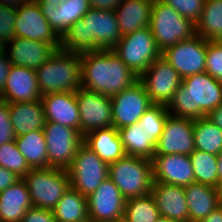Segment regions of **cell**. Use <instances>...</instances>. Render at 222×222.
<instances>
[{
    "mask_svg": "<svg viewBox=\"0 0 222 222\" xmlns=\"http://www.w3.org/2000/svg\"><path fill=\"white\" fill-rule=\"evenodd\" d=\"M121 37L115 11L91 7L60 38V49L77 54L112 50Z\"/></svg>",
    "mask_w": 222,
    "mask_h": 222,
    "instance_id": "obj_1",
    "label": "cell"
},
{
    "mask_svg": "<svg viewBox=\"0 0 222 222\" xmlns=\"http://www.w3.org/2000/svg\"><path fill=\"white\" fill-rule=\"evenodd\" d=\"M81 87L112 97L139 80L113 50L80 54Z\"/></svg>",
    "mask_w": 222,
    "mask_h": 222,
    "instance_id": "obj_2",
    "label": "cell"
},
{
    "mask_svg": "<svg viewBox=\"0 0 222 222\" xmlns=\"http://www.w3.org/2000/svg\"><path fill=\"white\" fill-rule=\"evenodd\" d=\"M222 104V82L206 71L187 76L167 105L171 115L192 120L207 117Z\"/></svg>",
    "mask_w": 222,
    "mask_h": 222,
    "instance_id": "obj_3",
    "label": "cell"
},
{
    "mask_svg": "<svg viewBox=\"0 0 222 222\" xmlns=\"http://www.w3.org/2000/svg\"><path fill=\"white\" fill-rule=\"evenodd\" d=\"M42 96L49 93L77 92L81 88L80 54L57 49L36 69Z\"/></svg>",
    "mask_w": 222,
    "mask_h": 222,
    "instance_id": "obj_4",
    "label": "cell"
},
{
    "mask_svg": "<svg viewBox=\"0 0 222 222\" xmlns=\"http://www.w3.org/2000/svg\"><path fill=\"white\" fill-rule=\"evenodd\" d=\"M109 178L126 200L147 195L153 183L152 160L125 155L109 164Z\"/></svg>",
    "mask_w": 222,
    "mask_h": 222,
    "instance_id": "obj_5",
    "label": "cell"
},
{
    "mask_svg": "<svg viewBox=\"0 0 222 222\" xmlns=\"http://www.w3.org/2000/svg\"><path fill=\"white\" fill-rule=\"evenodd\" d=\"M149 27L161 52L196 35L195 23L161 0L153 2Z\"/></svg>",
    "mask_w": 222,
    "mask_h": 222,
    "instance_id": "obj_6",
    "label": "cell"
},
{
    "mask_svg": "<svg viewBox=\"0 0 222 222\" xmlns=\"http://www.w3.org/2000/svg\"><path fill=\"white\" fill-rule=\"evenodd\" d=\"M34 207L53 210L70 188L67 170L60 168H31L22 178Z\"/></svg>",
    "mask_w": 222,
    "mask_h": 222,
    "instance_id": "obj_7",
    "label": "cell"
},
{
    "mask_svg": "<svg viewBox=\"0 0 222 222\" xmlns=\"http://www.w3.org/2000/svg\"><path fill=\"white\" fill-rule=\"evenodd\" d=\"M112 50L138 77L161 57L150 27L123 35Z\"/></svg>",
    "mask_w": 222,
    "mask_h": 222,
    "instance_id": "obj_8",
    "label": "cell"
},
{
    "mask_svg": "<svg viewBox=\"0 0 222 222\" xmlns=\"http://www.w3.org/2000/svg\"><path fill=\"white\" fill-rule=\"evenodd\" d=\"M70 187L88 197L109 177V165L84 142L79 146L71 165L66 169Z\"/></svg>",
    "mask_w": 222,
    "mask_h": 222,
    "instance_id": "obj_9",
    "label": "cell"
},
{
    "mask_svg": "<svg viewBox=\"0 0 222 222\" xmlns=\"http://www.w3.org/2000/svg\"><path fill=\"white\" fill-rule=\"evenodd\" d=\"M48 167L66 170L77 154L84 137L79 130L51 121H46L43 127Z\"/></svg>",
    "mask_w": 222,
    "mask_h": 222,
    "instance_id": "obj_10",
    "label": "cell"
},
{
    "mask_svg": "<svg viewBox=\"0 0 222 222\" xmlns=\"http://www.w3.org/2000/svg\"><path fill=\"white\" fill-rule=\"evenodd\" d=\"M177 70L162 57L156 59L139 77L153 104L168 105L182 84Z\"/></svg>",
    "mask_w": 222,
    "mask_h": 222,
    "instance_id": "obj_11",
    "label": "cell"
},
{
    "mask_svg": "<svg viewBox=\"0 0 222 222\" xmlns=\"http://www.w3.org/2000/svg\"><path fill=\"white\" fill-rule=\"evenodd\" d=\"M207 40L200 35L182 40L161 52V57L185 78L206 71Z\"/></svg>",
    "mask_w": 222,
    "mask_h": 222,
    "instance_id": "obj_12",
    "label": "cell"
},
{
    "mask_svg": "<svg viewBox=\"0 0 222 222\" xmlns=\"http://www.w3.org/2000/svg\"><path fill=\"white\" fill-rule=\"evenodd\" d=\"M76 98L83 137L92 131L113 126L111 97L81 87Z\"/></svg>",
    "mask_w": 222,
    "mask_h": 222,
    "instance_id": "obj_13",
    "label": "cell"
},
{
    "mask_svg": "<svg viewBox=\"0 0 222 222\" xmlns=\"http://www.w3.org/2000/svg\"><path fill=\"white\" fill-rule=\"evenodd\" d=\"M126 199L108 177L87 197L88 216L93 222H122Z\"/></svg>",
    "mask_w": 222,
    "mask_h": 222,
    "instance_id": "obj_14",
    "label": "cell"
},
{
    "mask_svg": "<svg viewBox=\"0 0 222 222\" xmlns=\"http://www.w3.org/2000/svg\"><path fill=\"white\" fill-rule=\"evenodd\" d=\"M153 103L138 80L131 87L111 97L113 126L116 129L137 123Z\"/></svg>",
    "mask_w": 222,
    "mask_h": 222,
    "instance_id": "obj_15",
    "label": "cell"
},
{
    "mask_svg": "<svg viewBox=\"0 0 222 222\" xmlns=\"http://www.w3.org/2000/svg\"><path fill=\"white\" fill-rule=\"evenodd\" d=\"M14 28L17 38L49 42L60 49V37L51 28L36 0L17 9Z\"/></svg>",
    "mask_w": 222,
    "mask_h": 222,
    "instance_id": "obj_16",
    "label": "cell"
},
{
    "mask_svg": "<svg viewBox=\"0 0 222 222\" xmlns=\"http://www.w3.org/2000/svg\"><path fill=\"white\" fill-rule=\"evenodd\" d=\"M193 125L192 119L169 114L154 155H190L195 150Z\"/></svg>",
    "mask_w": 222,
    "mask_h": 222,
    "instance_id": "obj_17",
    "label": "cell"
},
{
    "mask_svg": "<svg viewBox=\"0 0 222 222\" xmlns=\"http://www.w3.org/2000/svg\"><path fill=\"white\" fill-rule=\"evenodd\" d=\"M42 94L36 70L29 67L11 65L0 100L7 103L32 102L41 100Z\"/></svg>",
    "mask_w": 222,
    "mask_h": 222,
    "instance_id": "obj_18",
    "label": "cell"
},
{
    "mask_svg": "<svg viewBox=\"0 0 222 222\" xmlns=\"http://www.w3.org/2000/svg\"><path fill=\"white\" fill-rule=\"evenodd\" d=\"M153 182L188 186L195 182L191 158L185 154L154 155Z\"/></svg>",
    "mask_w": 222,
    "mask_h": 222,
    "instance_id": "obj_19",
    "label": "cell"
},
{
    "mask_svg": "<svg viewBox=\"0 0 222 222\" xmlns=\"http://www.w3.org/2000/svg\"><path fill=\"white\" fill-rule=\"evenodd\" d=\"M8 46L9 50L7 51ZM4 49L12 65L29 67L33 70L42 66L57 50L49 42L17 37L6 43Z\"/></svg>",
    "mask_w": 222,
    "mask_h": 222,
    "instance_id": "obj_20",
    "label": "cell"
},
{
    "mask_svg": "<svg viewBox=\"0 0 222 222\" xmlns=\"http://www.w3.org/2000/svg\"><path fill=\"white\" fill-rule=\"evenodd\" d=\"M159 214L174 222H190L184 187L153 182L150 192Z\"/></svg>",
    "mask_w": 222,
    "mask_h": 222,
    "instance_id": "obj_21",
    "label": "cell"
},
{
    "mask_svg": "<svg viewBox=\"0 0 222 222\" xmlns=\"http://www.w3.org/2000/svg\"><path fill=\"white\" fill-rule=\"evenodd\" d=\"M46 121L79 130L80 113L76 92L49 93L41 98Z\"/></svg>",
    "mask_w": 222,
    "mask_h": 222,
    "instance_id": "obj_22",
    "label": "cell"
},
{
    "mask_svg": "<svg viewBox=\"0 0 222 222\" xmlns=\"http://www.w3.org/2000/svg\"><path fill=\"white\" fill-rule=\"evenodd\" d=\"M154 0H122L116 7L115 14L121 35L150 26Z\"/></svg>",
    "mask_w": 222,
    "mask_h": 222,
    "instance_id": "obj_23",
    "label": "cell"
},
{
    "mask_svg": "<svg viewBox=\"0 0 222 222\" xmlns=\"http://www.w3.org/2000/svg\"><path fill=\"white\" fill-rule=\"evenodd\" d=\"M15 137L43 129L46 119L41 100L8 103Z\"/></svg>",
    "mask_w": 222,
    "mask_h": 222,
    "instance_id": "obj_24",
    "label": "cell"
},
{
    "mask_svg": "<svg viewBox=\"0 0 222 222\" xmlns=\"http://www.w3.org/2000/svg\"><path fill=\"white\" fill-rule=\"evenodd\" d=\"M32 206L25 181L20 178L0 192V222H21Z\"/></svg>",
    "mask_w": 222,
    "mask_h": 222,
    "instance_id": "obj_25",
    "label": "cell"
},
{
    "mask_svg": "<svg viewBox=\"0 0 222 222\" xmlns=\"http://www.w3.org/2000/svg\"><path fill=\"white\" fill-rule=\"evenodd\" d=\"M90 8L89 0H66L59 6L41 7L43 15L60 38Z\"/></svg>",
    "mask_w": 222,
    "mask_h": 222,
    "instance_id": "obj_26",
    "label": "cell"
},
{
    "mask_svg": "<svg viewBox=\"0 0 222 222\" xmlns=\"http://www.w3.org/2000/svg\"><path fill=\"white\" fill-rule=\"evenodd\" d=\"M83 142L108 165L126 155L118 129L114 126L88 133L84 136Z\"/></svg>",
    "mask_w": 222,
    "mask_h": 222,
    "instance_id": "obj_27",
    "label": "cell"
},
{
    "mask_svg": "<svg viewBox=\"0 0 222 222\" xmlns=\"http://www.w3.org/2000/svg\"><path fill=\"white\" fill-rule=\"evenodd\" d=\"M190 222H199L221 203L216 187L193 182L184 187Z\"/></svg>",
    "mask_w": 222,
    "mask_h": 222,
    "instance_id": "obj_28",
    "label": "cell"
},
{
    "mask_svg": "<svg viewBox=\"0 0 222 222\" xmlns=\"http://www.w3.org/2000/svg\"><path fill=\"white\" fill-rule=\"evenodd\" d=\"M118 132L126 155L153 159L157 141L138 122Z\"/></svg>",
    "mask_w": 222,
    "mask_h": 222,
    "instance_id": "obj_29",
    "label": "cell"
},
{
    "mask_svg": "<svg viewBox=\"0 0 222 222\" xmlns=\"http://www.w3.org/2000/svg\"><path fill=\"white\" fill-rule=\"evenodd\" d=\"M56 222H89L87 197L70 187L53 209Z\"/></svg>",
    "mask_w": 222,
    "mask_h": 222,
    "instance_id": "obj_30",
    "label": "cell"
},
{
    "mask_svg": "<svg viewBox=\"0 0 222 222\" xmlns=\"http://www.w3.org/2000/svg\"><path fill=\"white\" fill-rule=\"evenodd\" d=\"M15 142L30 168L48 167L46 140L43 129L15 137Z\"/></svg>",
    "mask_w": 222,
    "mask_h": 222,
    "instance_id": "obj_31",
    "label": "cell"
},
{
    "mask_svg": "<svg viewBox=\"0 0 222 222\" xmlns=\"http://www.w3.org/2000/svg\"><path fill=\"white\" fill-rule=\"evenodd\" d=\"M196 34L208 41L222 40V0H205L200 18L195 23Z\"/></svg>",
    "mask_w": 222,
    "mask_h": 222,
    "instance_id": "obj_32",
    "label": "cell"
},
{
    "mask_svg": "<svg viewBox=\"0 0 222 222\" xmlns=\"http://www.w3.org/2000/svg\"><path fill=\"white\" fill-rule=\"evenodd\" d=\"M193 136L195 149L214 155L222 151V130L208 117L194 120Z\"/></svg>",
    "mask_w": 222,
    "mask_h": 222,
    "instance_id": "obj_33",
    "label": "cell"
},
{
    "mask_svg": "<svg viewBox=\"0 0 222 222\" xmlns=\"http://www.w3.org/2000/svg\"><path fill=\"white\" fill-rule=\"evenodd\" d=\"M160 217L151 193L127 199L122 222H155Z\"/></svg>",
    "mask_w": 222,
    "mask_h": 222,
    "instance_id": "obj_34",
    "label": "cell"
},
{
    "mask_svg": "<svg viewBox=\"0 0 222 222\" xmlns=\"http://www.w3.org/2000/svg\"><path fill=\"white\" fill-rule=\"evenodd\" d=\"M195 182L217 187L218 155L195 149L190 155Z\"/></svg>",
    "mask_w": 222,
    "mask_h": 222,
    "instance_id": "obj_35",
    "label": "cell"
},
{
    "mask_svg": "<svg viewBox=\"0 0 222 222\" xmlns=\"http://www.w3.org/2000/svg\"><path fill=\"white\" fill-rule=\"evenodd\" d=\"M0 166L14 172L20 178L31 170L15 140L0 145Z\"/></svg>",
    "mask_w": 222,
    "mask_h": 222,
    "instance_id": "obj_36",
    "label": "cell"
},
{
    "mask_svg": "<svg viewBox=\"0 0 222 222\" xmlns=\"http://www.w3.org/2000/svg\"><path fill=\"white\" fill-rule=\"evenodd\" d=\"M169 114L166 105L153 104L144 112L138 123L158 142Z\"/></svg>",
    "mask_w": 222,
    "mask_h": 222,
    "instance_id": "obj_37",
    "label": "cell"
},
{
    "mask_svg": "<svg viewBox=\"0 0 222 222\" xmlns=\"http://www.w3.org/2000/svg\"><path fill=\"white\" fill-rule=\"evenodd\" d=\"M206 72L211 77L222 82V40H207Z\"/></svg>",
    "mask_w": 222,
    "mask_h": 222,
    "instance_id": "obj_38",
    "label": "cell"
},
{
    "mask_svg": "<svg viewBox=\"0 0 222 222\" xmlns=\"http://www.w3.org/2000/svg\"><path fill=\"white\" fill-rule=\"evenodd\" d=\"M17 9L0 4V42L5 45L15 38Z\"/></svg>",
    "mask_w": 222,
    "mask_h": 222,
    "instance_id": "obj_39",
    "label": "cell"
},
{
    "mask_svg": "<svg viewBox=\"0 0 222 222\" xmlns=\"http://www.w3.org/2000/svg\"><path fill=\"white\" fill-rule=\"evenodd\" d=\"M170 5L181 16L189 18L194 23L200 18L205 0H161Z\"/></svg>",
    "mask_w": 222,
    "mask_h": 222,
    "instance_id": "obj_40",
    "label": "cell"
},
{
    "mask_svg": "<svg viewBox=\"0 0 222 222\" xmlns=\"http://www.w3.org/2000/svg\"><path fill=\"white\" fill-rule=\"evenodd\" d=\"M14 140L15 135L11 124L8 103L0 100V145Z\"/></svg>",
    "mask_w": 222,
    "mask_h": 222,
    "instance_id": "obj_41",
    "label": "cell"
},
{
    "mask_svg": "<svg viewBox=\"0 0 222 222\" xmlns=\"http://www.w3.org/2000/svg\"><path fill=\"white\" fill-rule=\"evenodd\" d=\"M21 222H56V220L53 210L32 206L26 211Z\"/></svg>",
    "mask_w": 222,
    "mask_h": 222,
    "instance_id": "obj_42",
    "label": "cell"
},
{
    "mask_svg": "<svg viewBox=\"0 0 222 222\" xmlns=\"http://www.w3.org/2000/svg\"><path fill=\"white\" fill-rule=\"evenodd\" d=\"M11 65L12 64L7 58L5 49L0 50V93L3 91L5 86Z\"/></svg>",
    "mask_w": 222,
    "mask_h": 222,
    "instance_id": "obj_43",
    "label": "cell"
},
{
    "mask_svg": "<svg viewBox=\"0 0 222 222\" xmlns=\"http://www.w3.org/2000/svg\"><path fill=\"white\" fill-rule=\"evenodd\" d=\"M19 179L20 177L14 172L0 166V192L4 191L9 186H12Z\"/></svg>",
    "mask_w": 222,
    "mask_h": 222,
    "instance_id": "obj_44",
    "label": "cell"
},
{
    "mask_svg": "<svg viewBox=\"0 0 222 222\" xmlns=\"http://www.w3.org/2000/svg\"><path fill=\"white\" fill-rule=\"evenodd\" d=\"M122 0H89L92 8L115 10Z\"/></svg>",
    "mask_w": 222,
    "mask_h": 222,
    "instance_id": "obj_45",
    "label": "cell"
},
{
    "mask_svg": "<svg viewBox=\"0 0 222 222\" xmlns=\"http://www.w3.org/2000/svg\"><path fill=\"white\" fill-rule=\"evenodd\" d=\"M207 117L222 130V104L213 109Z\"/></svg>",
    "mask_w": 222,
    "mask_h": 222,
    "instance_id": "obj_46",
    "label": "cell"
},
{
    "mask_svg": "<svg viewBox=\"0 0 222 222\" xmlns=\"http://www.w3.org/2000/svg\"><path fill=\"white\" fill-rule=\"evenodd\" d=\"M199 222H222V204L216 207L207 217Z\"/></svg>",
    "mask_w": 222,
    "mask_h": 222,
    "instance_id": "obj_47",
    "label": "cell"
},
{
    "mask_svg": "<svg viewBox=\"0 0 222 222\" xmlns=\"http://www.w3.org/2000/svg\"><path fill=\"white\" fill-rule=\"evenodd\" d=\"M33 1L35 0H0V4L19 9L26 4L32 3Z\"/></svg>",
    "mask_w": 222,
    "mask_h": 222,
    "instance_id": "obj_48",
    "label": "cell"
},
{
    "mask_svg": "<svg viewBox=\"0 0 222 222\" xmlns=\"http://www.w3.org/2000/svg\"><path fill=\"white\" fill-rule=\"evenodd\" d=\"M40 7H52L59 6V4H63L66 0H36Z\"/></svg>",
    "mask_w": 222,
    "mask_h": 222,
    "instance_id": "obj_49",
    "label": "cell"
},
{
    "mask_svg": "<svg viewBox=\"0 0 222 222\" xmlns=\"http://www.w3.org/2000/svg\"><path fill=\"white\" fill-rule=\"evenodd\" d=\"M222 179V151L218 155V182Z\"/></svg>",
    "mask_w": 222,
    "mask_h": 222,
    "instance_id": "obj_50",
    "label": "cell"
},
{
    "mask_svg": "<svg viewBox=\"0 0 222 222\" xmlns=\"http://www.w3.org/2000/svg\"><path fill=\"white\" fill-rule=\"evenodd\" d=\"M219 201L222 204V179L219 180L218 185L216 187Z\"/></svg>",
    "mask_w": 222,
    "mask_h": 222,
    "instance_id": "obj_51",
    "label": "cell"
},
{
    "mask_svg": "<svg viewBox=\"0 0 222 222\" xmlns=\"http://www.w3.org/2000/svg\"><path fill=\"white\" fill-rule=\"evenodd\" d=\"M155 222H174V221H172L171 219L167 217L160 216Z\"/></svg>",
    "mask_w": 222,
    "mask_h": 222,
    "instance_id": "obj_52",
    "label": "cell"
},
{
    "mask_svg": "<svg viewBox=\"0 0 222 222\" xmlns=\"http://www.w3.org/2000/svg\"><path fill=\"white\" fill-rule=\"evenodd\" d=\"M4 49V45L0 42V50Z\"/></svg>",
    "mask_w": 222,
    "mask_h": 222,
    "instance_id": "obj_53",
    "label": "cell"
}]
</instances>
